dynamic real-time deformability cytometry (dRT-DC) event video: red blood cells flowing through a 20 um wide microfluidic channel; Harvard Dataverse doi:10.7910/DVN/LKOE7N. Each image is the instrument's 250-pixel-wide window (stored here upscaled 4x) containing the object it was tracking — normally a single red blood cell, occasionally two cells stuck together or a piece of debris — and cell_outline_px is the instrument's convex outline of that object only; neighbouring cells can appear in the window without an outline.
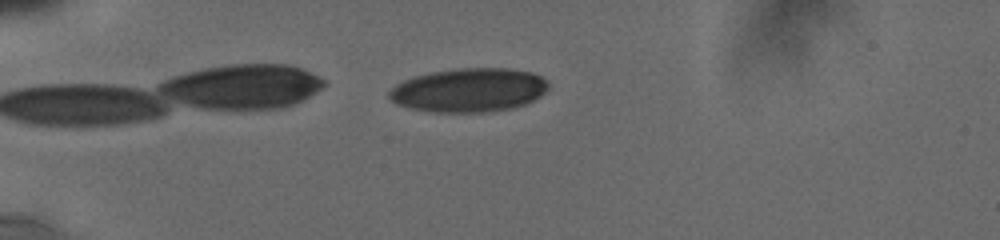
{"species": "human", "species_latin": "Homo sapiens", "temperature_condition": "cold", "stored_images_in_passage": 22, "camera_frame_rate_fps": 3000, "um_per_image_px": 0.085, "donor": {"sex": "male"}, "frame": {"image": 1, "passage_image": 6, "time_ms": 2.0, "image_size_px": [1000, 240], "cell_outline_px": [[548, 88], [540, 96], [516, 108], [488, 112], [432, 112], [408, 108], [396, 104], [388, 96], [388, 92], [396, 84], [404, 80], [416, 76], [432, 72], [460, 68], [508, 68], [532, 72], [540, 76], [548, 84]], "centroid_in_image_um": [39.85, 7.67], "position_along_channel_um": 45.2, "area_um2": 40.69}}
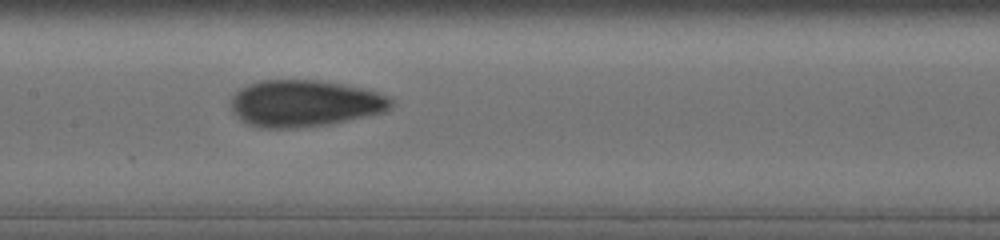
{"frame": {"image": 2, "passage_image": 19, "time_ms": 6.667, "image_size_px": [1000, 240], "cell_outline_px": [[392, 108], [384, 112], [328, 124], [296, 128], [260, 128], [248, 124], [240, 120], [232, 112], [232, 96], [240, 88], [248, 84], [260, 80], [320, 80], [364, 88], [376, 92], [392, 100]], "centroid_in_image_um": [25.85, 8.79], "position_along_channel_um": 181.5, "area_um2": 43.52}}
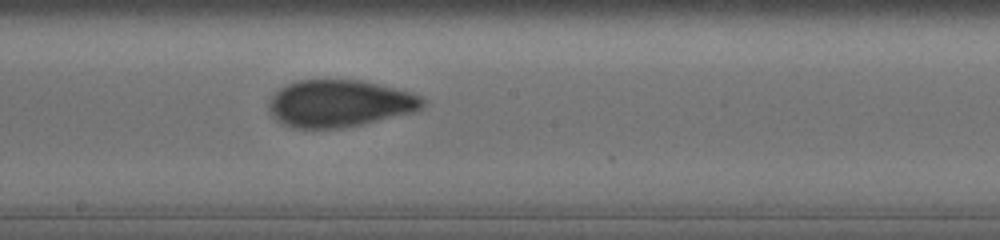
{"frame": {"image": 3, "passage_image": 22, "time_ms": 7.667, "image_size_px": [1000, 240], "cell_outline_px": [[424, 108], [412, 112], [360, 124], [340, 128], [292, 128], [276, 120], [272, 116], [268, 108], [268, 104], [272, 96], [280, 88], [288, 84], [300, 80], [360, 80], [412, 92], [424, 96]], "centroid_in_image_um": [28.86, 8.79], "position_along_channel_um": 219.3, "area_um2": 42.02}}